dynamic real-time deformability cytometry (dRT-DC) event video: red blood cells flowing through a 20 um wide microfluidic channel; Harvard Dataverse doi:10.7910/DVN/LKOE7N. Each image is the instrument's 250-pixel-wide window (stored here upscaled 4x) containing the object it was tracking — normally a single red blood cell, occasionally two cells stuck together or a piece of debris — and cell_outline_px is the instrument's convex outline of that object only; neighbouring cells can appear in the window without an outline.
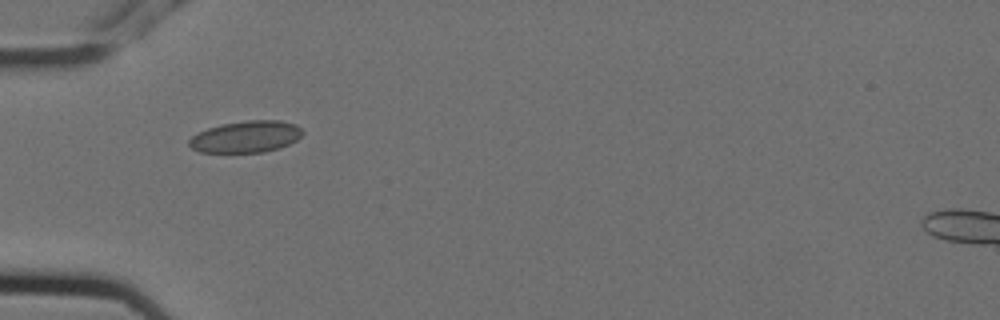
{"species": "Egyptian fruit bat (a non-hibernating species)", "species_latin": "Rousettus aegyptiacus", "temperature_condition": "cold", "stored_images_in_passage": 7, "camera_frame_rate_fps": 3000, "um_per_image_px": 0.085, "animal": {"sex": "female"}, "frame": {"image": 1, "passage_image": 6, "time_ms": 1.667, "image_size_px": [1000, 320], "cell_outline_px": [[304, 132], [296, 140], [280, 148], [264, 152], [200, 152], [192, 148], [188, 144], [188, 140], [192, 136], [208, 128], [220, 124], [244, 120], [280, 120], [296, 124]], "centroid_in_image_um": [20.91, 11.61], "position_along_channel_um": 64.1, "area_um2": 20.98}}
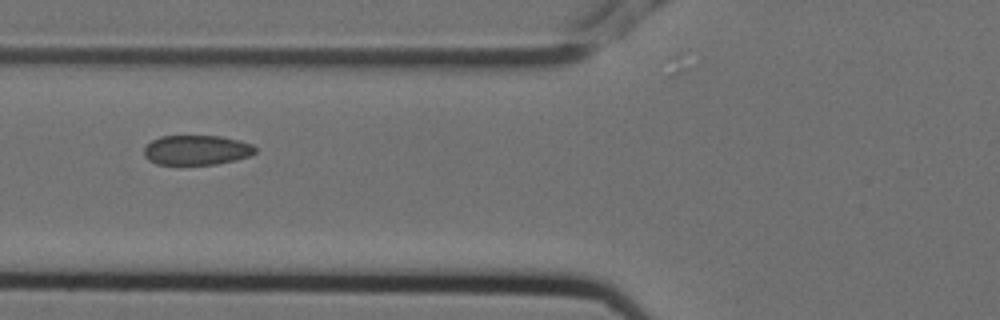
{"frame": {"image": 2, "passage_image": 7, "time_ms": 2.0, "image_size_px": [1000, 320], "cell_outline_px": [[256, 152], [248, 156], [236, 160], [216, 164], [156, 164], [148, 160], [144, 156], [144, 148], [152, 140], [160, 136], [220, 136], [240, 140], [252, 144], [256, 148]], "centroid_in_image_um": [16.71, 12.75], "position_along_channel_um": 109.1, "area_um2": 19.31}}